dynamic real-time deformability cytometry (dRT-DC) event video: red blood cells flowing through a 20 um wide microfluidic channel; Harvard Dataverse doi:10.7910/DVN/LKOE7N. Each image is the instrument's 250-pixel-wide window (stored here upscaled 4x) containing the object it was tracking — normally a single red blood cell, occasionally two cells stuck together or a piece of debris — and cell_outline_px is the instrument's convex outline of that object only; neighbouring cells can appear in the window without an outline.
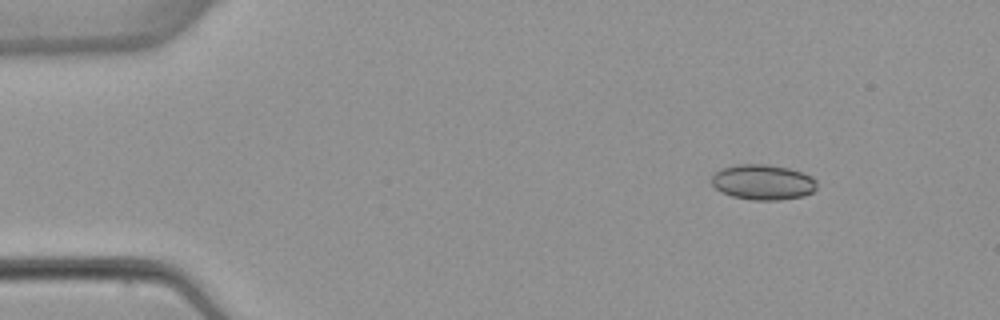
{"species": "common noctule bat (a hibernating species)", "species_latin": "Nyctalus noctula", "temperature_condition": "warm", "stored_images_in_passage": 4, "camera_frame_rate_fps": 3000, "um_per_image_px": 0.085, "animal": {"sex": "female", "body_mass_g": 22.7, "forearm_length_mm": 54.2}, "frame": {"image": 1, "passage_image": 1, "time_ms": 0.0, "image_size_px": [1000, 320], "cell_outline_px": [[816, 188], [812, 192], [804, 196], [780, 200], [752, 200], [732, 196], [720, 192], [712, 184], [712, 172], [720, 168], [736, 164], [768, 164], [788, 168], [812, 176], [816, 180]], "centroid_in_image_um": [64.82, 15.48], "position_along_channel_um": 20.2, "area_um2": 21.91}}
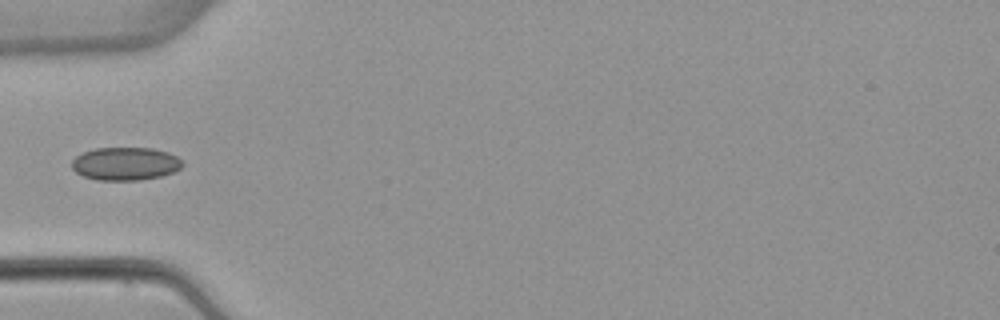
{"frame": {"image": 2, "passage_image": 4, "time_ms": 3.667, "image_size_px": [1000, 320], "cell_outline_px": [[184, 164], [180, 168], [172, 172], [160, 176], [140, 180], [96, 180], [84, 176], [76, 172], [72, 168], [72, 160], [76, 156], [84, 152], [96, 148], [152, 148], [168, 152], [176, 156]], "centroid_in_image_um": [10.65, 13.91], "position_along_channel_um": 74.4, "area_um2": 21.21}}